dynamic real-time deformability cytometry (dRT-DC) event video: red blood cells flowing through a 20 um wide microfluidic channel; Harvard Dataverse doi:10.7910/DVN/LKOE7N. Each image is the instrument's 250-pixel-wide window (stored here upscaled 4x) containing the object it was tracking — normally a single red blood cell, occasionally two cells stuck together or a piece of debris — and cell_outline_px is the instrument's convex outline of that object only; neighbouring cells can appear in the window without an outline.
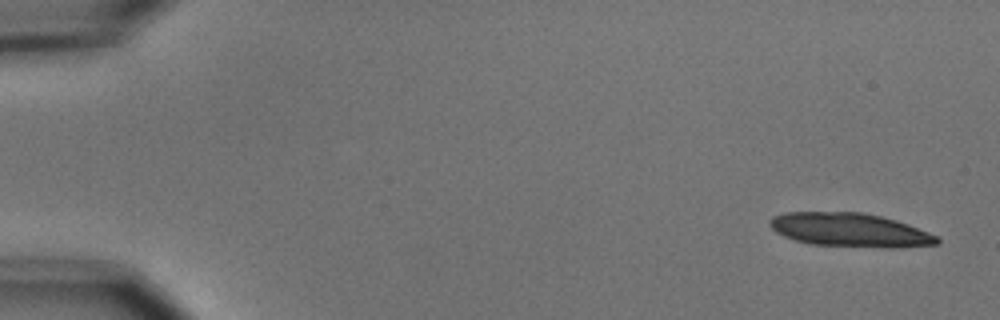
{"species": "common noctule bat (a hibernating species)", "species_latin": "Nyctalus noctula", "temperature_condition": "cold", "stored_images_in_passage": 5, "camera_frame_rate_fps": 3000, "um_per_image_px": 0.085, "animal": {"sex": "male", "body_mass_g": 15.6}, "frame": {"image": 1, "passage_image": 1, "time_ms": 0.0, "image_size_px": [1000, 320], "cell_outline_px": [[940, 244], [904, 248], [880, 248], [812, 244], [796, 240], [784, 236], [776, 232], [768, 224], [768, 220], [772, 216], [784, 212], [860, 212], [880, 216], [896, 220], [908, 224], [928, 232], [936, 236], [940, 240]], "centroid_in_image_um": [72.26, 19.56], "position_along_channel_um": 12.7, "area_um2": 33.18}}